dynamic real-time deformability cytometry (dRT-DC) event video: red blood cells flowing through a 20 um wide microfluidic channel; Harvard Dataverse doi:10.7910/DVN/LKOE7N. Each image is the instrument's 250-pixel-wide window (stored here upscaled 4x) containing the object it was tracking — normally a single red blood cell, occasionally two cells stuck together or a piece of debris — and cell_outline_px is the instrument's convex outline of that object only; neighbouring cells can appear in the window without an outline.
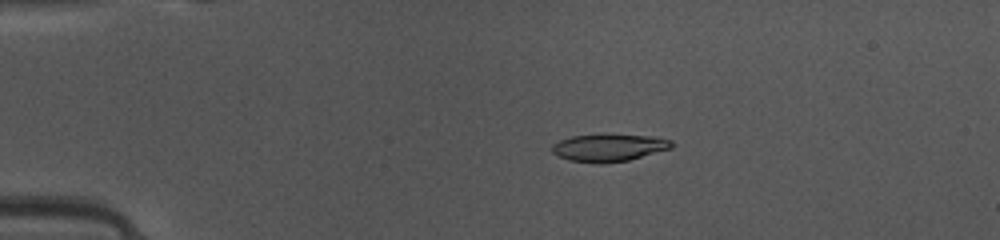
{"species": "common noctule bat (a hibernating species)", "species_latin": "Nyctalus noctula", "temperature_condition": "warm", "stored_images_in_passage": 41, "camera_frame_rate_fps": 3000, "um_per_image_px": 0.085, "animal": {"sex": "female", "body_mass_g": 10.0, "forearm_length_mm": 53.1}, "frame": {"image": 1, "passage_image": 3, "time_ms": 0.667, "image_size_px": [1000, 240], "cell_outline_px": [[672, 148], [628, 160], [604, 164], [596, 164], [568, 160], [552, 152], [552, 144], [560, 140], [572, 136], [656, 136], [672, 140]], "centroid_in_image_um": [51.75, 12.58], "position_along_channel_um": 33.2, "area_um2": 18.67}}
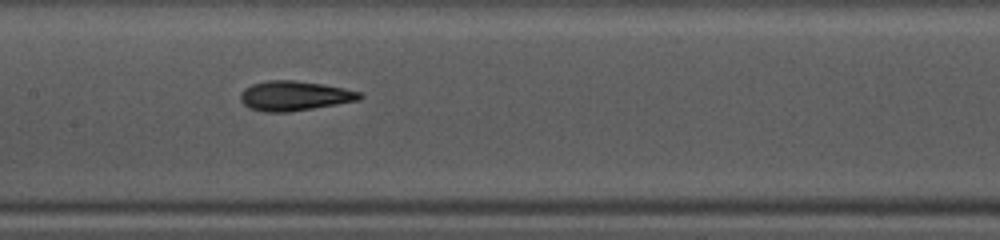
{"frame": {"image": 2, "passage_image": 17, "time_ms": 5.333, "image_size_px": [1000, 240], "cell_outline_px": [[364, 96], [356, 100], [336, 104], [288, 112], [264, 112], [248, 108], [240, 100], [240, 92], [244, 88], [252, 84], [268, 80], [292, 80], [324, 84], [344, 88], [360, 92]], "centroid_in_image_um": [24.97, 8.14], "position_along_channel_um": 182.4, "area_um2": 20.58}}
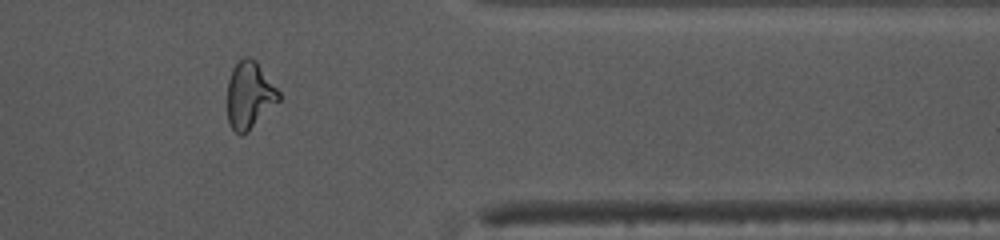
{"frame": {"image": 3, "passage_image": 33, "time_ms": 10.667, "image_size_px": [1000, 240], "cell_outline_px": [[280, 100], [248, 132], [240, 136], [228, 124], [228, 80], [232, 68], [244, 56], [248, 56], [256, 60], [280, 92]], "centroid_in_image_um": [21.21, 8.09], "position_along_channel_um": 390.2, "area_um2": 20.17}, "authors_computed_cell_mechanics": {"area_um2": 20.0566, "velocity_mm_per_s": 4.1299, "shape_relaxation_time_tau1_ms": 3.9041, "shape_relaxation_time_tau2_ms": 1.5644, "deformation_change_tau1": 0.175, "deformation_change_tau2": 0.0991}}